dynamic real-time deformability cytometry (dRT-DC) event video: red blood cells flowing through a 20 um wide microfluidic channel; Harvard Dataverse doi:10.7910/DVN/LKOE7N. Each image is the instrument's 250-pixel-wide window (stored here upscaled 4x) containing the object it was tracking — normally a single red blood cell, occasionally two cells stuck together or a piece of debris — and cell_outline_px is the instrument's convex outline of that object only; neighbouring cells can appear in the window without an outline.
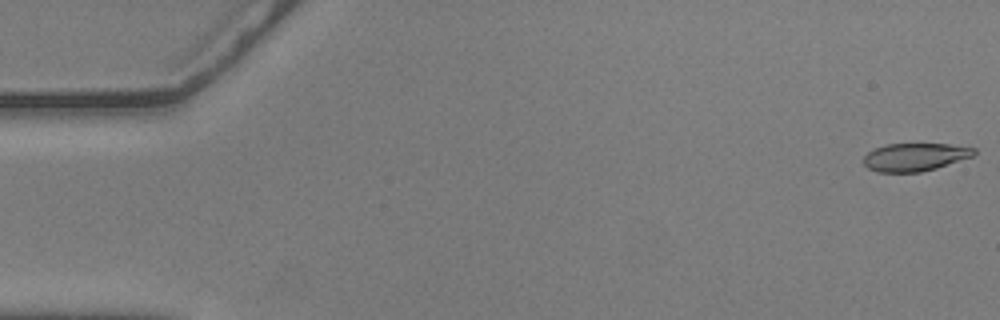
{"species": "common noctule bat (a hibernating species)", "species_latin": "Nyctalus noctula", "temperature_condition": "warm", "stored_images_in_passage": 56, "camera_frame_rate_fps": 3000, "um_per_image_px": 0.085, "animal": {"sex": "male", "body_mass_g": 20.5, "forearm_length_mm": 52.5}, "frame": {"image": 1, "passage_image": 1, "time_ms": 0.0, "image_size_px": [1000, 320], "cell_outline_px": [[976, 152], [972, 156], [936, 168], [920, 172], [876, 172], [868, 168], [864, 164], [864, 156], [868, 152], [876, 148], [888, 144], [948, 144], [976, 148]], "centroid_in_image_um": [77.76, 13.35], "position_along_channel_um": 7.2, "area_um2": 17.8}}
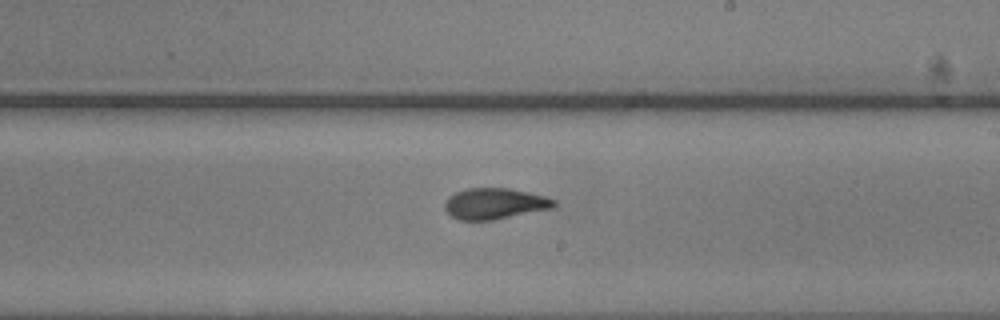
{"frame": {"image": 2, "passage_image": 33, "time_ms": 10.667, "image_size_px": [1000, 320], "cell_outline_px": [[556, 204], [552, 208], [492, 220], [460, 220], [452, 216], [444, 208], [444, 204], [448, 196], [456, 192], [468, 188], [508, 188], [528, 192], [544, 196], [556, 200]], "centroid_in_image_um": [42.03, 17.3], "position_along_channel_um": 247.0, "area_um2": 19.59}}
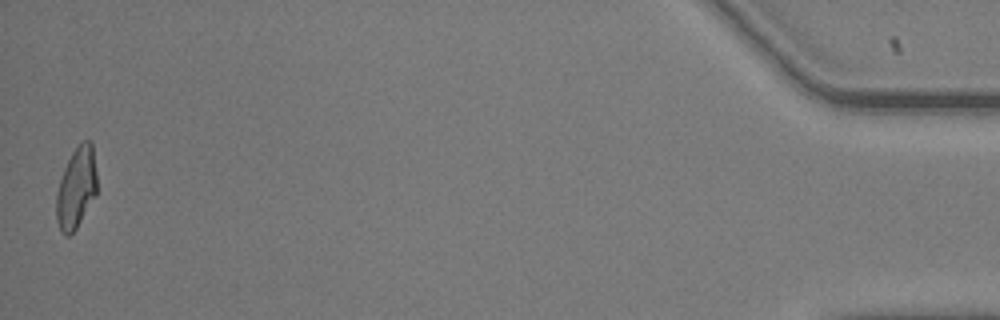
{"frame": {"image": 3, "passage_image": 56, "time_ms": 18.333, "image_size_px": [1000, 320], "cell_outline_px": [[96, 196], [76, 228], [68, 236], [64, 236], [60, 232], [56, 220], [56, 192], [64, 168], [72, 152], [84, 140], [88, 140], [92, 144], [96, 172]], "centroid_in_image_um": [6.47, 16.01], "position_along_channel_um": 428.7, "area_um2": 19.13}, "authors_computed_cell_mechanics": {"area_um2": 19.4208, "velocity_mm_per_s": 3.6071, "shape_relaxation_time_tau1_ms": 3.5797, "shape_relaxation_time_tau2_ms": 1.8647, "deformation_change_tau1": 0.1656, "deformation_change_tau2": 0.0889}}